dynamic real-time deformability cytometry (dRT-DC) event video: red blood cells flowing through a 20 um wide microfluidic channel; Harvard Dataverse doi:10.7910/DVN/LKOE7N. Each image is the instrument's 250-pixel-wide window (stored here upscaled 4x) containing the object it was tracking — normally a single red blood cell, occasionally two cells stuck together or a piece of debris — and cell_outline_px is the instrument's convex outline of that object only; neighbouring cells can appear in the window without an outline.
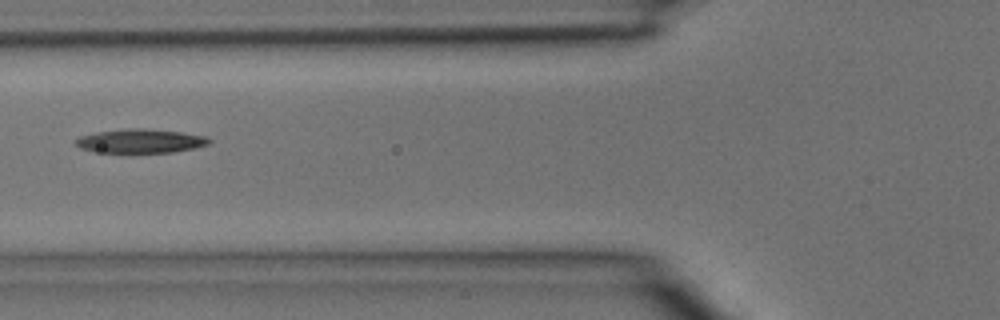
{"species": "common noctule bat (a hibernating species)", "species_latin": "Nyctalus noctula", "temperature_condition": "room temperature", "stored_images_in_passage": 2, "camera_frame_rate_fps": 3000, "um_per_image_px": 0.085, "animal": {"sex": "male", "body_mass_g": 15.6}, "frame": {"image": 1, "passage_image": 2, "time_ms": 0.333, "image_size_px": [1000, 320], "cell_outline_px": [[212, 140], [208, 144], [196, 148], [172, 152], [132, 156], [92, 152], [80, 148], [72, 144], [72, 140], [80, 136], [96, 132], [128, 128], [144, 128], [180, 132], [208, 136]], "centroid_in_image_um": [11.85, 12.04], "position_along_channel_um": 113.9, "area_um2": 20.0}}